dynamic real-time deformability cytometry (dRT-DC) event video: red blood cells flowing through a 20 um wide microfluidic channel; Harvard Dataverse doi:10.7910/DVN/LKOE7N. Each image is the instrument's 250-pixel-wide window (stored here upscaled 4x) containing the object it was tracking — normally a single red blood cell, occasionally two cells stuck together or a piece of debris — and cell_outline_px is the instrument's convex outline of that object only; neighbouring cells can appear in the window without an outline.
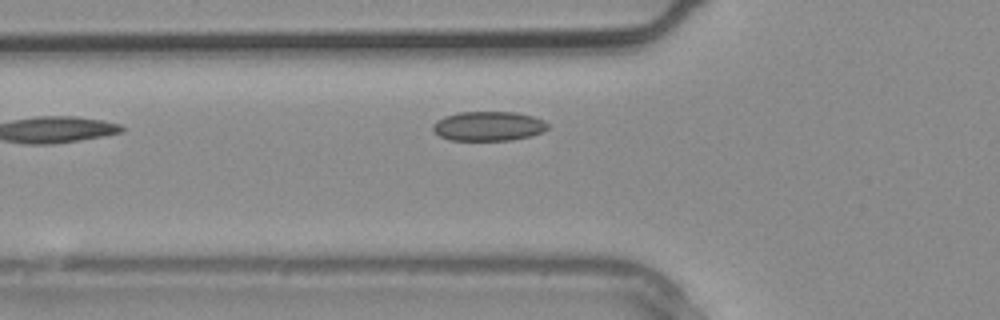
{"species": "common noctule bat (a hibernating species)", "species_latin": "Nyctalus noctula", "temperature_condition": "warm", "stored_images_in_passage": 2, "camera_frame_rate_fps": 3000, "um_per_image_px": 0.085, "animal": {"sex": "male", "body_mass_g": 20.4}, "frame": {"image": 1, "passage_image": 2, "time_ms": 0.333, "image_size_px": [1000, 320], "cell_outline_px": [[548, 128], [544, 132], [532, 136], [512, 140], [448, 140], [440, 136], [432, 128], [432, 124], [436, 120], [444, 116], [460, 112], [516, 112], [532, 116], [544, 120], [548, 124]], "centroid_in_image_um": [41.53, 10.72], "position_along_channel_um": 84.3, "area_um2": 19.88}}